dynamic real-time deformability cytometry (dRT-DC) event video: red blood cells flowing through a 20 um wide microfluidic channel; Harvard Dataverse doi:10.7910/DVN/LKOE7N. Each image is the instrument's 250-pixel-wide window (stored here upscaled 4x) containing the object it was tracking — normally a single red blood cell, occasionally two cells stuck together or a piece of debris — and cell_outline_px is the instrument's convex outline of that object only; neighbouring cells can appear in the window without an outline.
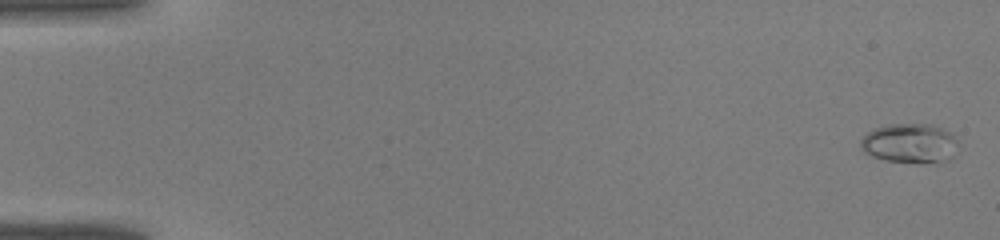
{"species": "common noctule bat (a hibernating species)", "species_latin": "Nyctalus noctula", "temperature_condition": "warm", "stored_images_in_passage": 44, "camera_frame_rate_fps": 3000, "um_per_image_px": 0.085, "animal": {"sex": "male", "body_mass_g": 19.0, "forearm_length_mm": 50.8}, "frame": {"image": 1, "passage_image": 2, "time_ms": 0.333, "image_size_px": [1000, 240], "cell_outline_px": [[956, 140], [948, 160], [884, 160], [872, 156], [864, 152], [860, 144], [860, 140], [868, 132], [876, 128], [896, 124], [924, 124], [940, 128], [948, 132]], "centroid_in_image_um": [77.22, 12.14], "position_along_channel_um": 7.8, "area_um2": 20.92}}
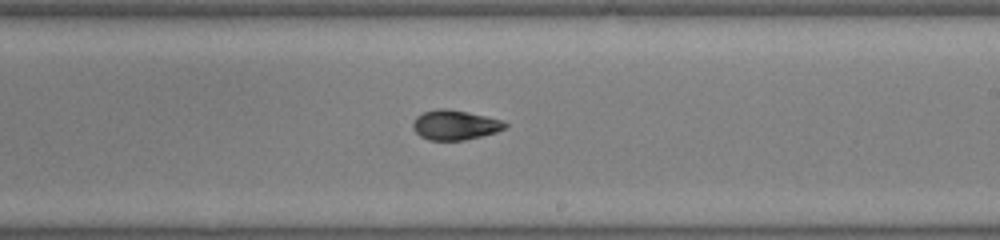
{"frame": {"image": 2, "passage_image": 27, "time_ms": 8.667, "image_size_px": [1000, 240], "cell_outline_px": [[508, 124], [504, 128], [496, 132], [464, 140], [428, 140], [420, 136], [412, 128], [412, 124], [416, 116], [424, 112], [436, 108], [444, 108], [468, 112], [504, 120]], "centroid_in_image_um": [38.66, 10.61], "position_along_channel_um": 250.3, "area_um2": 16.01}}
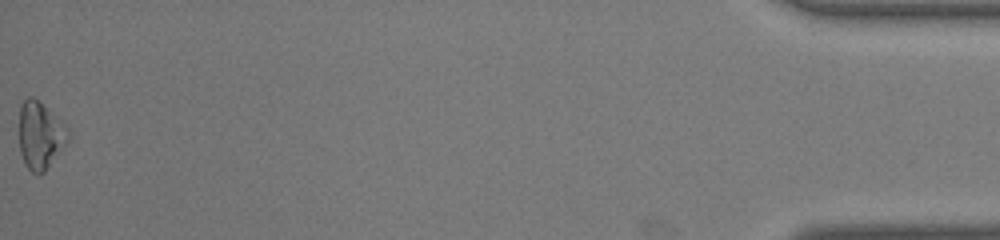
{"frame": {"image": 3, "passage_image": 44, "time_ms": 14.333, "image_size_px": [1000, 240], "cell_outline_px": [[72, 136], [44, 172], [40, 176], [36, 176], [24, 164], [20, 152], [20, 104], [28, 96], [32, 96], [64, 124], [68, 128]], "centroid_in_image_um": [3.43, 11.55], "position_along_channel_um": 431.8, "area_um2": 19.13}}